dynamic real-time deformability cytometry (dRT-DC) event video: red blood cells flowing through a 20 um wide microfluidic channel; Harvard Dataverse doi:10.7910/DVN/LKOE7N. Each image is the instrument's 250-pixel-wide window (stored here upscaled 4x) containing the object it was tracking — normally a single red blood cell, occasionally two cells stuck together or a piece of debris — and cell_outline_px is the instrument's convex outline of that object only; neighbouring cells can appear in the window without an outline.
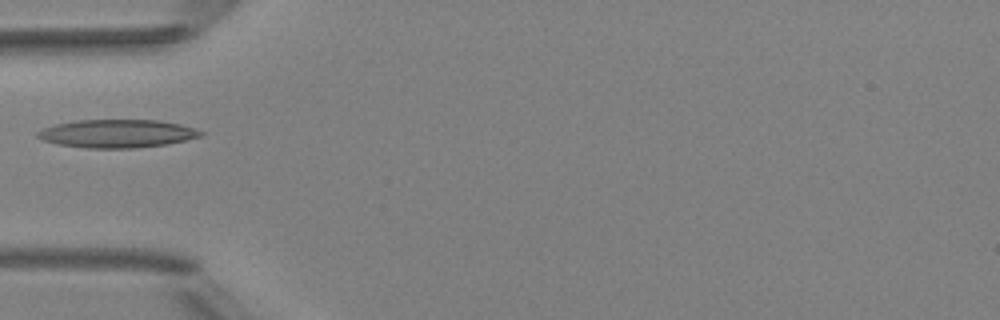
{"species": "Egyptian fruit bat (a non-hibernating species)", "species_latin": "Rousettus aegyptiacus", "temperature_condition": "room temperature", "stored_images_in_passage": 6, "camera_frame_rate_fps": 3000, "um_per_image_px": 0.085, "animal": {"sex": "female"}, "frame": {"image": 1, "passage_image": 5, "time_ms": 5.667, "image_size_px": [1000, 320], "cell_outline_px": [[204, 136], [168, 144], [136, 148], [84, 148], [56, 144], [44, 140], [36, 136], [36, 132], [44, 128], [56, 124], [76, 120], [156, 120], [180, 124], [204, 132]], "centroid_in_image_um": [9.96, 11.36], "position_along_channel_um": 75.0, "area_um2": 26.82}}
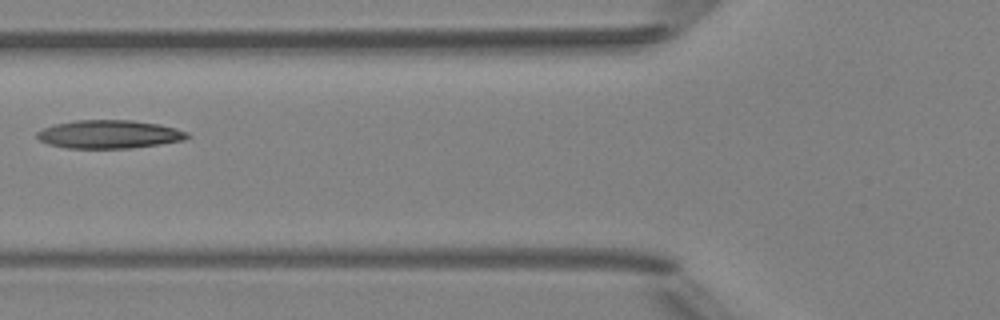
{"frame": {"image": 2, "passage_image": 6, "time_ms": 6.667, "image_size_px": [1000, 320], "cell_outline_px": [[192, 136], [184, 140], [160, 144], [128, 148], [68, 148], [48, 144], [40, 140], [36, 136], [36, 132], [44, 128], [56, 124], [76, 120], [132, 120], [160, 124], [176, 128], [188, 132]], "centroid_in_image_um": [9.32, 11.41], "position_along_channel_um": 116.5, "area_um2": 24.8}}